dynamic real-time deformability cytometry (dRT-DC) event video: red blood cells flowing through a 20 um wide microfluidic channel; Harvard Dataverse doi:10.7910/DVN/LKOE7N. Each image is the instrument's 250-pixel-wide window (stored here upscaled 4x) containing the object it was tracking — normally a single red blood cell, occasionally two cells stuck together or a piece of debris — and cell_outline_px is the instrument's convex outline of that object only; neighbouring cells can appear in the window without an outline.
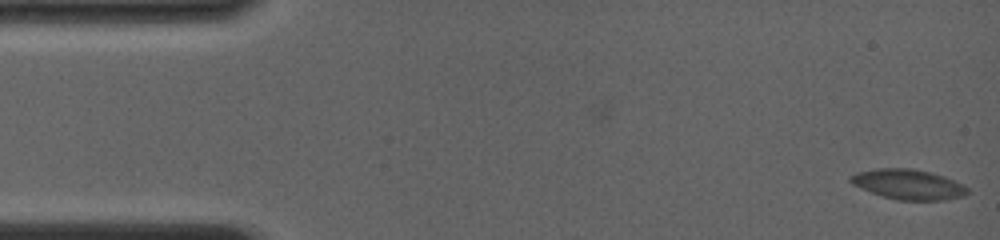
{"species": "common noctule bat (a hibernating species)", "species_latin": "Nyctalus noctula", "temperature_condition": "room temperature", "stored_images_in_passage": 2, "camera_frame_rate_fps": 4000, "um_per_image_px": 0.085, "animal": {"sex": "female", "body_mass_g": 19.0, "forearm_length_mm": 56.7}, "frame": {"image": 1, "passage_image": 2, "time_ms": 0.5, "image_size_px": [1000, 240], "cell_outline_px": [[968, 192], [964, 196], [944, 200], [896, 200], [860, 188], [852, 184], [848, 180], [848, 176], [856, 172], [876, 168], [912, 168], [932, 172], [944, 176], [968, 188]], "centroid_in_image_um": [77.16, 15.66], "position_along_channel_um": 7.8, "area_um2": 20.52}}